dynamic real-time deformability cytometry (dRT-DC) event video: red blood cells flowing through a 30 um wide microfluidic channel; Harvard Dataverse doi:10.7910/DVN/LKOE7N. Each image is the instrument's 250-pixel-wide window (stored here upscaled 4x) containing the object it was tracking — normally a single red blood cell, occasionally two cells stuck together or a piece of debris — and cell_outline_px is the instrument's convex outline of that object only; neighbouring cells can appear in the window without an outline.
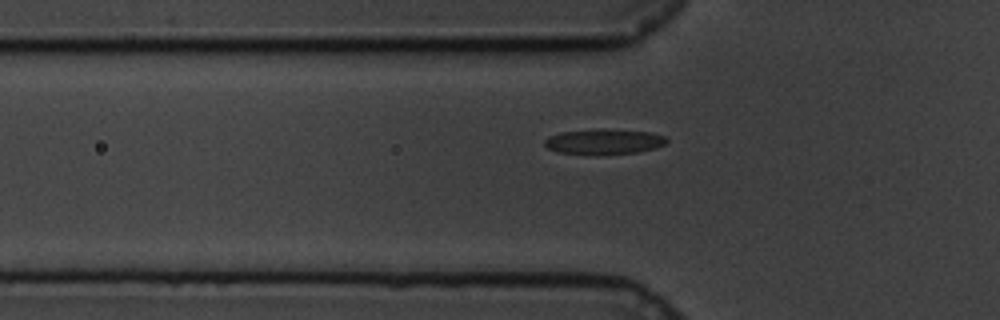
{"species": "common noctule bat (a hibernating species)", "species_latin": "Nyctalus noctula", "temperature_condition": "cold", "stored_images_in_passage": 39, "camera_frame_rate_fps": 3000, "um_per_image_px": 0.085, "animal": {"sex": "male", "body_mass_g": 19.5, "forearm_length_mm": 54.6}, "frame": {"image": 1, "passage_image": 5, "time_ms": 1.333, "image_size_px": [1000, 320], "cell_outline_px": [[668, 140], [664, 144], [656, 148], [636, 152], [596, 156], [592, 156], [556, 152], [548, 148], [544, 144], [544, 140], [560, 132], [600, 128], [604, 128], [652, 132], [664, 136]], "centroid_in_image_um": [51.32, 12.05], "position_along_channel_um": 74.5, "area_um2": 18.5}}
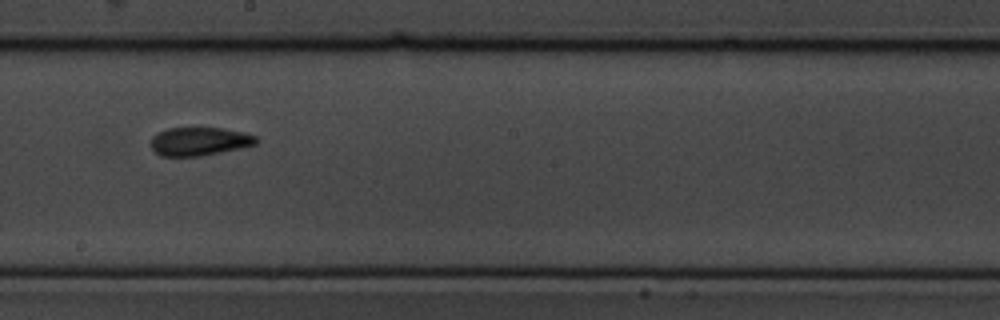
{"frame": {"image": 2, "passage_image": 19, "time_ms": 6.0, "image_size_px": [1000, 320], "cell_outline_px": [[260, 140], [256, 144], [240, 148], [200, 156], [160, 156], [152, 148], [152, 136], [168, 128], [224, 128], [244, 132], [256, 136]], "centroid_in_image_um": [16.98, 12.01], "position_along_channel_um": 231.2, "area_um2": 17.34}}
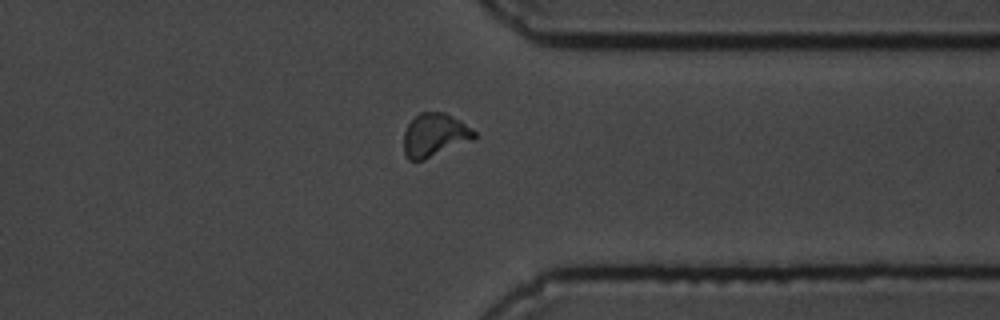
{"frame": {"image": 3, "passage_image": 32, "time_ms": 10.333, "image_size_px": [1000, 320], "cell_outline_px": [[476, 136], [472, 140], [424, 160], [408, 160], [404, 152], [404, 132], [408, 124], [420, 112], [444, 112], [460, 120], [472, 128], [476, 132]], "centroid_in_image_um": [36.94, 11.48], "position_along_channel_um": 374.5, "area_um2": 17.74}}